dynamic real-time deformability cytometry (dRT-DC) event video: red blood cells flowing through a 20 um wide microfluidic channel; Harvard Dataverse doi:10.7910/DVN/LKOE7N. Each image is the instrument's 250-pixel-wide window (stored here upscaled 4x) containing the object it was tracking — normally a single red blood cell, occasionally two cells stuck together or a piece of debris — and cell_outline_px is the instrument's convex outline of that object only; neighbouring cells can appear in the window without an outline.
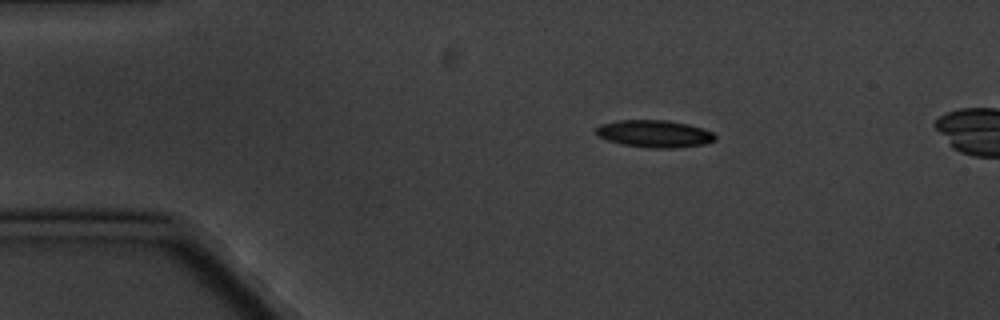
{"species": "common noctule bat (a hibernating species)", "species_latin": "Nyctalus noctula", "temperature_condition": "cold", "stored_images_in_passage": 3, "camera_frame_rate_fps": 3000, "um_per_image_px": 0.085, "animal": {"sex": "male", "body_mass_g": 20.1, "forearm_length_mm": 53.5}, "frame": {"image": 1, "passage_image": 1, "time_ms": 0.0, "image_size_px": [1000, 320], "cell_outline_px": [[716, 140], [704, 144], [672, 148], [652, 148], [620, 144], [596, 136], [596, 128], [600, 124], [620, 120], [668, 120], [688, 124], [704, 128], [712, 132], [716, 136]], "centroid_in_image_um": [55.63, 11.36], "position_along_channel_um": 29.4, "area_um2": 19.02}}